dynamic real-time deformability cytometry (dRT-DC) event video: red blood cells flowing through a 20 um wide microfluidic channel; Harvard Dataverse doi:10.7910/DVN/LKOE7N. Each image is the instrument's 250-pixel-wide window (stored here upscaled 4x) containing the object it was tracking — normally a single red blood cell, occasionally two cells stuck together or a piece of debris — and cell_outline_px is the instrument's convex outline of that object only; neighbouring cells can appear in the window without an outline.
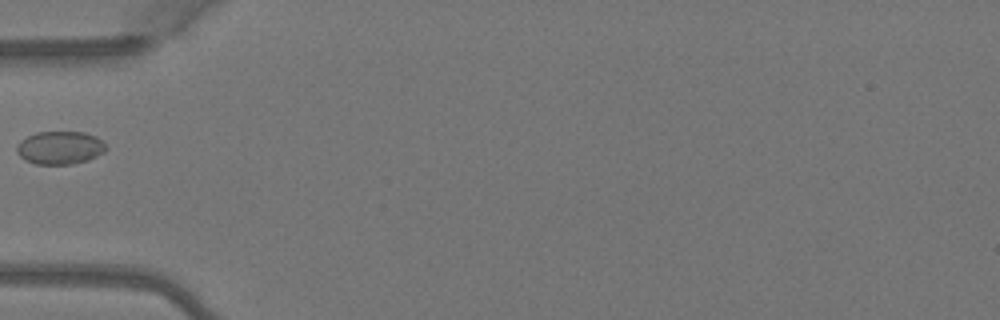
{"species": "Egyptian fruit bat (a non-hibernating species)", "species_latin": "Rousettus aegyptiacus", "temperature_condition": "warm", "stored_images_in_passage": 3, "camera_frame_rate_fps": 3000, "um_per_image_px": 0.085, "animal": {"sex": "female"}, "frame": {"image": 1, "passage_image": 3, "time_ms": 0.667, "image_size_px": [1000, 320], "cell_outline_px": [[108, 148], [104, 152], [88, 160], [72, 164], [36, 164], [24, 160], [16, 152], [16, 148], [20, 140], [36, 132], [84, 132], [96, 136]], "centroid_in_image_um": [5.08, 12.56], "position_along_channel_um": 79.9, "area_um2": 17.22}}